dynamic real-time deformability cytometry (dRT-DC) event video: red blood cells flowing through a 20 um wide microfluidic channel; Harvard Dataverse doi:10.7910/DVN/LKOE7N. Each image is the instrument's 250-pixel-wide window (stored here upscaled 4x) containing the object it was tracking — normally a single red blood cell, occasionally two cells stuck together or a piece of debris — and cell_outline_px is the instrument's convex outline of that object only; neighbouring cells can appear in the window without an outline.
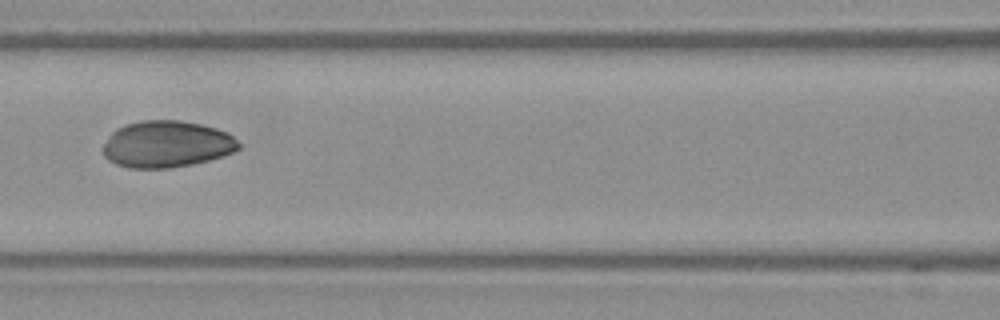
{"species": "Egyptian fruit bat (a non-hibernating species)", "species_latin": "Rousettus aegyptiacus", "temperature_condition": "warm", "stored_images_in_passage": 6, "camera_frame_rate_fps": 3000, "um_per_image_px": 0.085, "frame": {"image": 1, "passage_image": 6, "time_ms": 1.667, "image_size_px": [1000, 320], "cell_outline_px": [[240, 148], [232, 152], [208, 160], [192, 164], [168, 168], [128, 168], [116, 164], [108, 160], [104, 156], [104, 144], [112, 132], [116, 128], [124, 124], [140, 120], [180, 120], [200, 124], [216, 128], [228, 132], [240, 144]], "centroid_in_image_um": [14.15, 12.24], "position_along_channel_um": 152.5, "area_um2": 36.88}}